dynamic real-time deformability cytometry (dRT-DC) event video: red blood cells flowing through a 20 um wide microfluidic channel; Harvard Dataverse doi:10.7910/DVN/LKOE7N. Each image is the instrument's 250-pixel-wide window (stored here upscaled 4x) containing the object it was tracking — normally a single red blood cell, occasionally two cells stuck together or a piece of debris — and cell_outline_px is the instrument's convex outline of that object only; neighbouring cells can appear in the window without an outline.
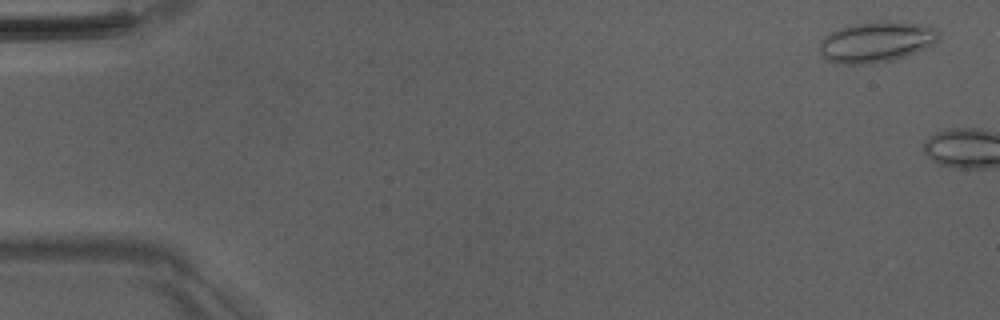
{"species": "Egyptian fruit bat (a non-hibernating species)", "species_latin": "Rousettus aegyptiacus", "temperature_condition": "room temperature", "stored_images_in_passage": 4, "camera_frame_rate_fps": 3000, "um_per_image_px": 0.085, "animal": {"sex": "male"}, "frame": {"image": 1, "passage_image": 2, "time_ms": 0.333, "image_size_px": [1000, 320], "cell_outline_px": [[940, 40], [908, 56], [892, 60], [872, 64], [836, 64], [828, 60], [820, 52], [820, 40], [824, 36], [840, 28], [852, 24], [872, 20], [900, 20], [928, 24], [936, 28], [940, 32]], "centroid_in_image_um": [74.55, 3.53], "position_along_channel_um": 10.4, "area_um2": 29.13}}